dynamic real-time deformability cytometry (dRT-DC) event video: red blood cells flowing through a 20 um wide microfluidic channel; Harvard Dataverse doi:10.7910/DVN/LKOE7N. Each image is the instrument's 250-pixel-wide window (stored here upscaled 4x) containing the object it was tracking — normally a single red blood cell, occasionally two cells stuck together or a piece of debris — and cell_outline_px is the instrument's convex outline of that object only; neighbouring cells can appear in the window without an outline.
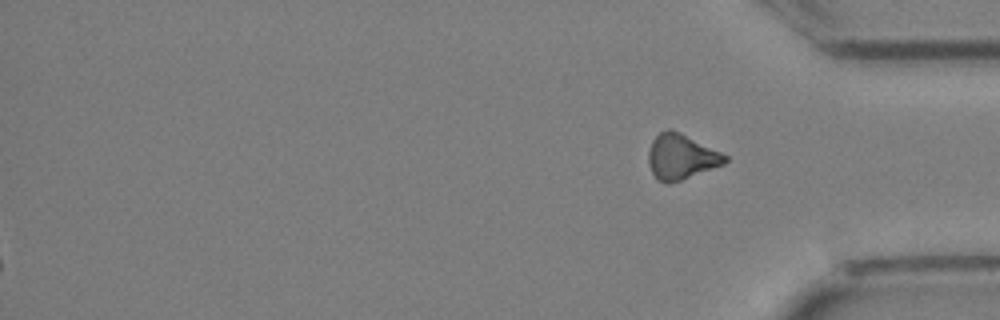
{"species": "Egyptian fruit bat (a non-hibernating species)", "species_latin": "Rousettus aegyptiacus", "temperature_condition": "cold", "stored_images_in_passage": 27, "segment_of_instrument_passage": [2, 2], "camera_frame_rate_fps": 3000, "um_per_image_px": 0.085, "animal": {"sex": "female"}, "frame": {"image": 1, "passage_image": 27, "time_ms": 8.667, "image_size_px": [1000, 320], "cell_outline_px": [[728, 160], [724, 164], [680, 180], [668, 184], [656, 180], [648, 164], [648, 152], [652, 140], [660, 132], [668, 128], [672, 128], [728, 156]], "centroid_in_image_um": [57.86, 13.32], "position_along_channel_um": 377.3, "area_um2": 20.11}}